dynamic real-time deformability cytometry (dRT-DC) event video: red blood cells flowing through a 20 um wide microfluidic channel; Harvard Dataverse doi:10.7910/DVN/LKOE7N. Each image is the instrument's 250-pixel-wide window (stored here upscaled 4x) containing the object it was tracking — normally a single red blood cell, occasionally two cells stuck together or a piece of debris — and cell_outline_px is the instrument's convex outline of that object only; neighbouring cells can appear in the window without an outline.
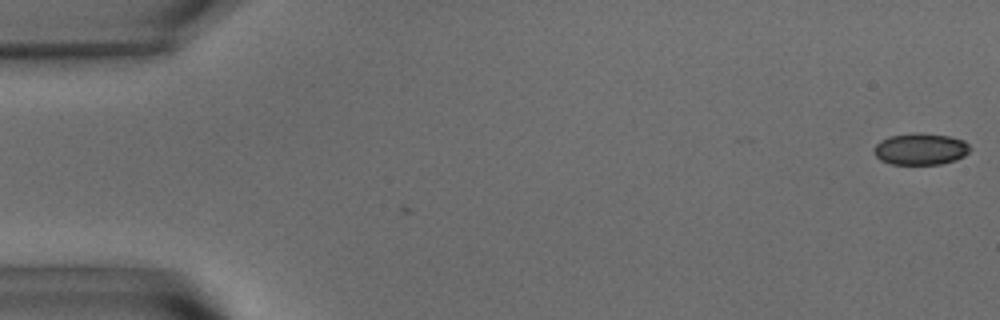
{"species": "common noctule bat (a hibernating species)", "species_latin": "Nyctalus noctula", "temperature_condition": "warm", "stored_images_in_passage": 3, "camera_frame_rate_fps": 3000, "um_per_image_px": 0.085, "animal": {"sex": "male", "body_mass_g": 15.6}, "frame": {"image": 1, "passage_image": 1, "time_ms": 0.0, "image_size_px": [1000, 320], "cell_outline_px": [[972, 148], [964, 156], [956, 160], [940, 164], [892, 164], [880, 160], [876, 156], [872, 148], [880, 140], [888, 136], [916, 132], [920, 132], [948, 136], [964, 140]], "centroid_in_image_um": [78.23, 12.66], "position_along_channel_um": 6.8, "area_um2": 17.92}}